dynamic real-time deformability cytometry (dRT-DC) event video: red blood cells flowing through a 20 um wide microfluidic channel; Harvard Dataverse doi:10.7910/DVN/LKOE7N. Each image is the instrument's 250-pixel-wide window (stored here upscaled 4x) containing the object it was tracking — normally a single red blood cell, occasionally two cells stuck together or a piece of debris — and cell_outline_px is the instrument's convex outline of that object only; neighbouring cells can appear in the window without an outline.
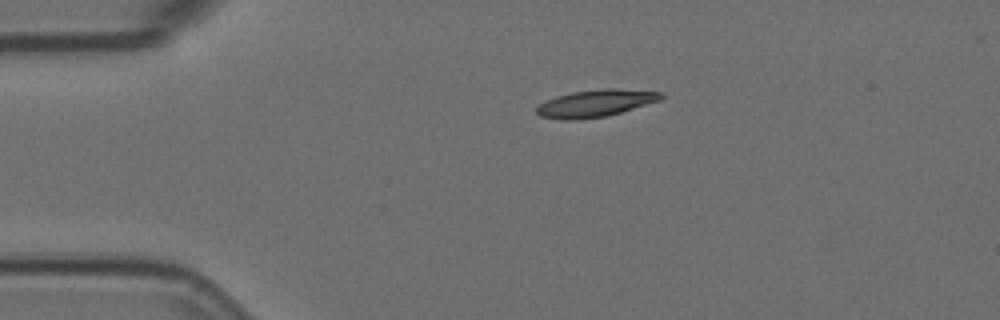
{"species": "Egyptian fruit bat (a non-hibernating species)", "species_latin": "Rousettus aegyptiacus", "temperature_condition": "room temperature", "stored_images_in_passage": 2, "camera_frame_rate_fps": 3000, "um_per_image_px": 0.085, "animal": {"sex": "female"}, "frame": {"image": 1, "passage_image": 1, "time_ms": 0.0, "image_size_px": [1000, 320], "cell_outline_px": [[664, 96], [660, 100], [620, 112], [604, 116], [576, 120], [560, 120], [540, 116], [536, 112], [536, 108], [540, 104], [556, 96], [572, 92], [600, 88], [616, 88], [664, 92]], "centroid_in_image_um": [50.62, 8.77], "position_along_channel_um": 34.4, "area_um2": 19.65}}